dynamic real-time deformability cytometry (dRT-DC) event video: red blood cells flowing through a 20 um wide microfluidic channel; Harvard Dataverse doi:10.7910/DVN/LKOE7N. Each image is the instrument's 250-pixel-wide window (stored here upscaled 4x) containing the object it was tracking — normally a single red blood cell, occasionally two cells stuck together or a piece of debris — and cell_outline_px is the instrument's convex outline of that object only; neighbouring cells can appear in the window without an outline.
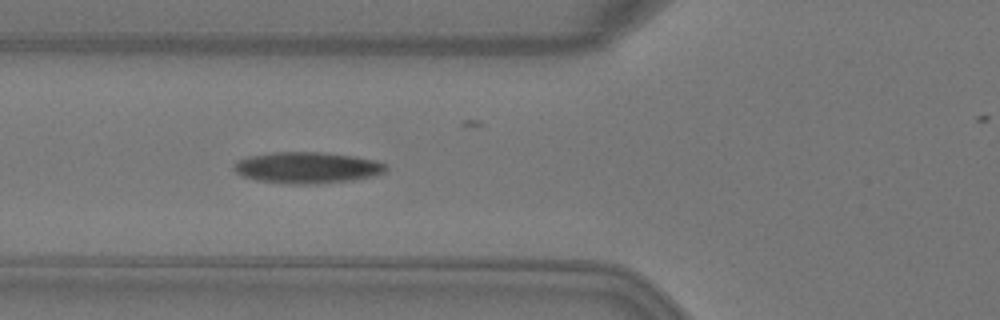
{"species": "Egyptian fruit bat (a non-hibernating species)", "species_latin": "Rousettus aegyptiacus", "temperature_condition": "warm", "stored_images_in_passage": 4, "camera_frame_rate_fps": 3000, "um_per_image_px": 0.085, "animal": {"sex": "female"}, "frame": {"image": 1, "passage_image": 4, "time_ms": 1.0, "image_size_px": [1000, 320], "cell_outline_px": [[388, 172], [376, 176], [348, 180], [316, 184], [288, 184], [256, 180], [240, 176], [232, 168], [232, 164], [236, 160], [248, 156], [276, 152], [320, 152], [356, 156], [376, 160], [388, 164]], "centroid_in_image_um": [26.12, 14.25], "position_along_channel_um": 99.7, "area_um2": 28.21}}